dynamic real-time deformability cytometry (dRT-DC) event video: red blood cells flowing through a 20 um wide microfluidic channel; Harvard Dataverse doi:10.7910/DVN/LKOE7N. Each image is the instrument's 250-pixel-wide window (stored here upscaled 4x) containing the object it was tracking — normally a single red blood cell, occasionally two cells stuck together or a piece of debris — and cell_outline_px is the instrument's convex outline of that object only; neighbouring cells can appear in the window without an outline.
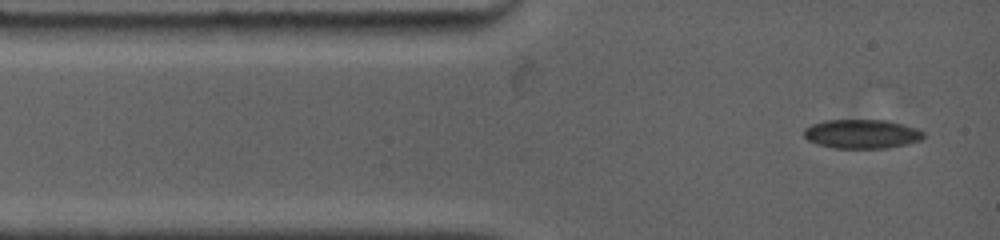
{"species": "common noctule bat (a hibernating species)", "species_latin": "Nyctalus noctula", "temperature_condition": "warm", "stored_images_in_passage": 8, "camera_frame_rate_fps": 4500, "um_per_image_px": 0.085, "animal": {"sex": "female", "body_mass_g": 19.0, "forearm_length_mm": 53.3}, "frame": {"image": 1, "passage_image": 1, "time_ms": 0.0, "image_size_px": [1000, 240], "cell_outline_px": [[924, 136], [920, 140], [908, 144], [888, 148], [836, 148], [816, 144], [808, 140], [804, 136], [804, 128], [812, 124], [824, 120], [884, 120], [904, 124], [916, 128], [924, 132]], "centroid_in_image_um": [73.25, 11.38], "position_along_channel_um": 11.8, "area_um2": 20.35}}
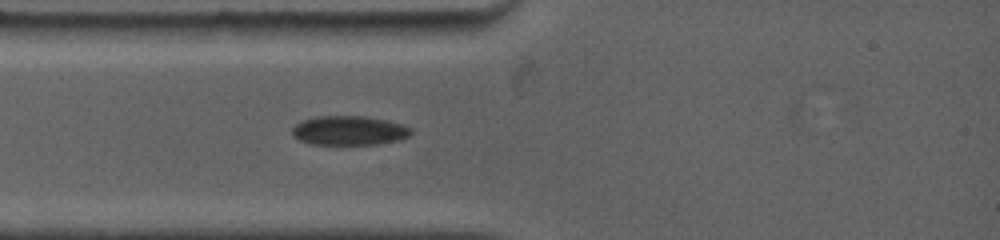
{"frame": {"image": 2, "passage_image": 6, "time_ms": 2.0, "image_size_px": [1000, 240], "cell_outline_px": [[412, 132], [408, 136], [396, 140], [376, 144], [312, 144], [300, 140], [292, 136], [292, 128], [300, 120], [316, 116], [364, 116], [404, 124], [412, 128]], "centroid_in_image_um": [29.64, 11.08], "position_along_channel_um": 55.4, "area_um2": 20.23}}